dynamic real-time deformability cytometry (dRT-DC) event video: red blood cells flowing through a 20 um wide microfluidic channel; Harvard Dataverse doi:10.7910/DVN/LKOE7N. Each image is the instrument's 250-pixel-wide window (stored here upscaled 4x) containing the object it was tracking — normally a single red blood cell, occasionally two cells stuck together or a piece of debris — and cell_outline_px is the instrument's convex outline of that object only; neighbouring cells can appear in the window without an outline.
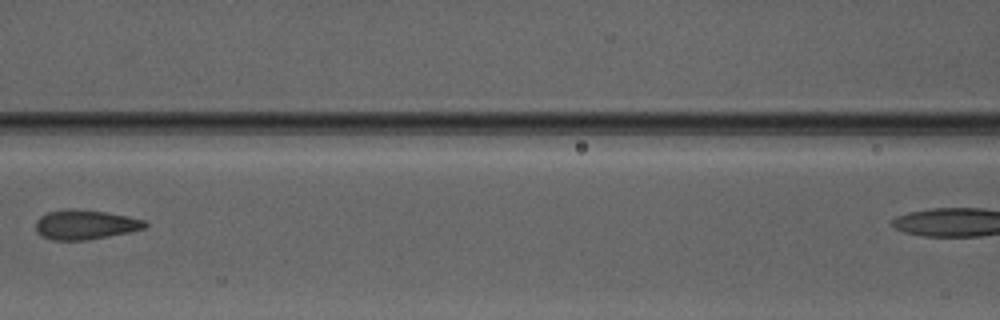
{"species": "Egyptian fruit bat (a non-hibernating species)", "species_latin": "Rousettus aegyptiacus", "temperature_condition": "warm", "stored_images_in_passage": 9, "segment_of_instrument_passage": [1, 2], "camera_frame_rate_fps": 3000, "um_per_image_px": 0.085, "animal": {"sex": "male"}, "frame": {"image": 1, "passage_image": 7, "time_ms": 8.0, "image_size_px": [1000, 320], "cell_outline_px": [[148, 224], [144, 228], [128, 232], [108, 236], [84, 240], [52, 240], [40, 236], [36, 232], [36, 220], [40, 216], [48, 212], [68, 208], [72, 208], [104, 212], [128, 216], [144, 220]], "centroid_in_image_um": [7.19, 19.09], "position_along_channel_um": 159.4, "area_um2": 18.79}}
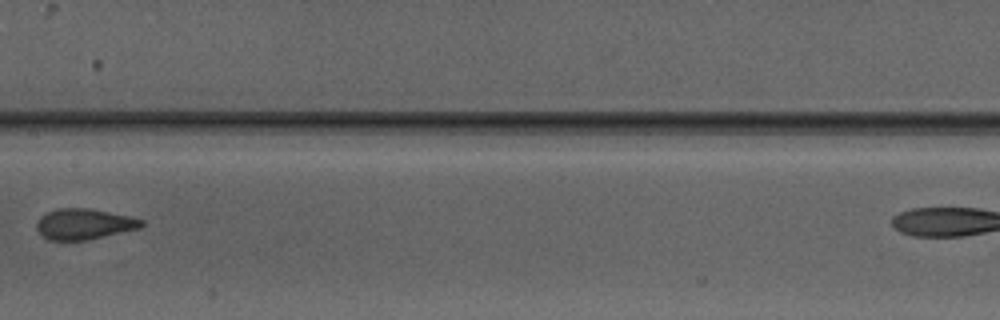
{"frame": {"image": 2, "passage_image": 8, "time_ms": 9.0, "image_size_px": [1000, 320], "cell_outline_px": [[144, 224], [140, 228], [88, 240], [48, 240], [36, 228], [36, 224], [40, 216], [56, 208], [88, 208], [128, 216], [144, 220]], "centroid_in_image_um": [7.14, 19.04], "position_along_channel_um": 200.3, "area_um2": 18.67}}